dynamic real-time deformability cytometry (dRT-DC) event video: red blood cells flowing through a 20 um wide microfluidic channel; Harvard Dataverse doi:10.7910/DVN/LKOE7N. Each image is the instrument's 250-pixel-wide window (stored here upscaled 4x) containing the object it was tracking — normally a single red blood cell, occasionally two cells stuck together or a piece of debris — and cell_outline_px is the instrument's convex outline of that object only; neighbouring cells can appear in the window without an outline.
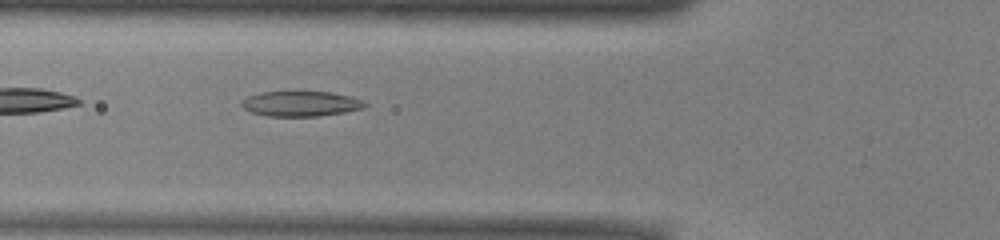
{"species": "common noctule bat (a hibernating species)", "species_latin": "Nyctalus noctula", "temperature_condition": "warm", "stored_images_in_passage": 18, "camera_frame_rate_fps": 3000, "um_per_image_px": 0.085, "animal": {"sex": "male", "body_mass_g": 13.0, "forearm_length_mm": 53.1}, "frame": {"image": 1, "passage_image": 3, "time_ms": 0.667, "image_size_px": [1000, 240], "cell_outline_px": [[368, 104], [364, 108], [344, 112], [316, 116], [268, 116], [252, 112], [244, 108], [240, 104], [248, 96], [264, 92], [332, 92], [352, 96], [364, 100]], "centroid_in_image_um": [25.63, 8.81], "position_along_channel_um": 100.2, "area_um2": 17.98}}
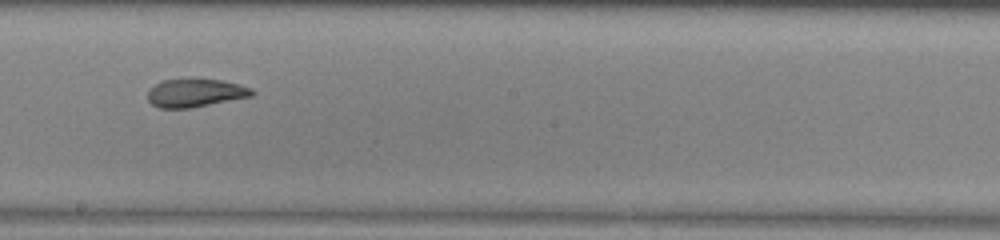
{"frame": {"image": 2, "passage_image": 13, "time_ms": 4.0, "image_size_px": [1000, 240], "cell_outline_px": [[256, 92], [252, 96], [192, 108], [160, 108], [152, 104], [148, 100], [148, 92], [156, 84], [164, 80], [220, 80], [252, 88]], "centroid_in_image_um": [16.62, 7.92], "position_along_channel_um": 231.6, "area_um2": 16.76}}
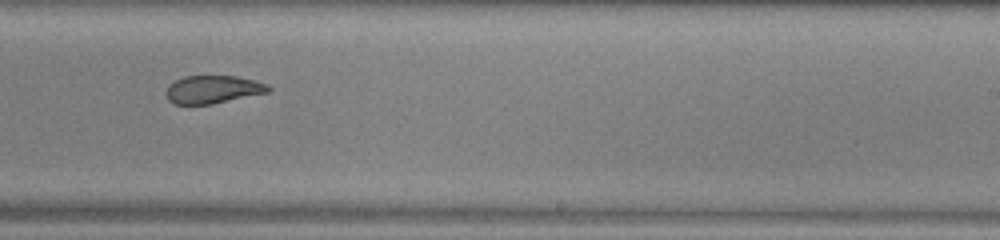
{"frame": {"image": 3, "passage_image": 16, "time_ms": 5.0, "image_size_px": [1000, 240], "cell_outline_px": [[272, 88], [268, 92], [212, 104], [172, 104], [168, 100], [164, 92], [168, 84], [184, 76], [236, 76], [268, 84]], "centroid_in_image_um": [18.05, 7.6], "position_along_channel_um": 271.0, "area_um2": 16.7}}